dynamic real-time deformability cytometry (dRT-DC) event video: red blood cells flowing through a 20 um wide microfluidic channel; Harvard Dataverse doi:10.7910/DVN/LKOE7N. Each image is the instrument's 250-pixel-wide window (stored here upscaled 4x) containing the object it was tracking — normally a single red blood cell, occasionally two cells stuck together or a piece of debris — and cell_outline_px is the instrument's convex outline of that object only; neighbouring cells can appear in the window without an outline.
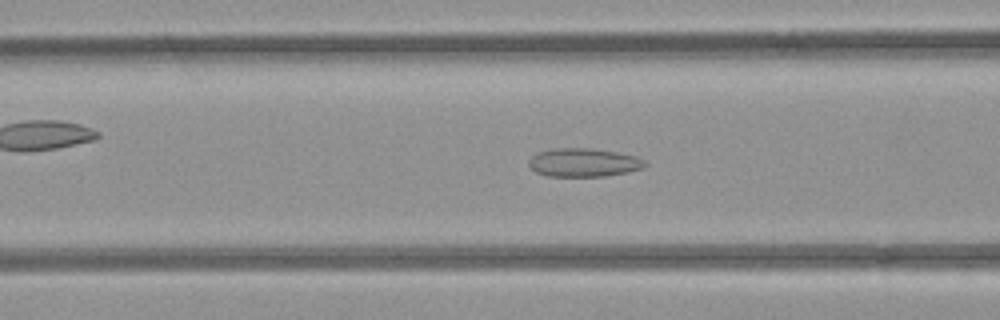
{"species": "common noctule bat (a hibernating species)", "species_latin": "Nyctalus noctula", "temperature_condition": "room temperature", "stored_images_in_passage": 40, "camera_frame_rate_fps": 3000, "um_per_image_px": 0.085, "animal": {"sex": "female", "body_mass_g": 21.9}, "frame": {"image": 1, "passage_image": 7, "time_ms": 2.0, "image_size_px": [1000, 320], "cell_outline_px": [[648, 164], [644, 168], [628, 172], [604, 176], [548, 176], [536, 172], [528, 164], [528, 160], [532, 156], [540, 152], [556, 148], [592, 148], [616, 152], [636, 156], [644, 160]], "centroid_in_image_um": [49.64, 13.81], "position_along_channel_um": 117.0, "area_um2": 19.25}}
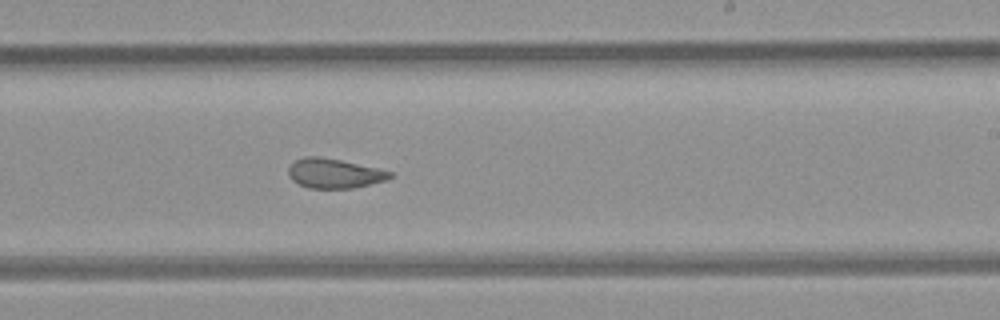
{"frame": {"image": 2, "passage_image": 18, "time_ms": 5.667, "image_size_px": [1000, 320], "cell_outline_px": [[392, 176], [384, 180], [352, 188], [308, 188], [292, 180], [288, 176], [288, 168], [296, 160], [304, 156], [320, 156], [380, 168], [392, 172]], "centroid_in_image_um": [28.38, 14.72], "position_along_channel_um": 260.6, "area_um2": 17.4}}
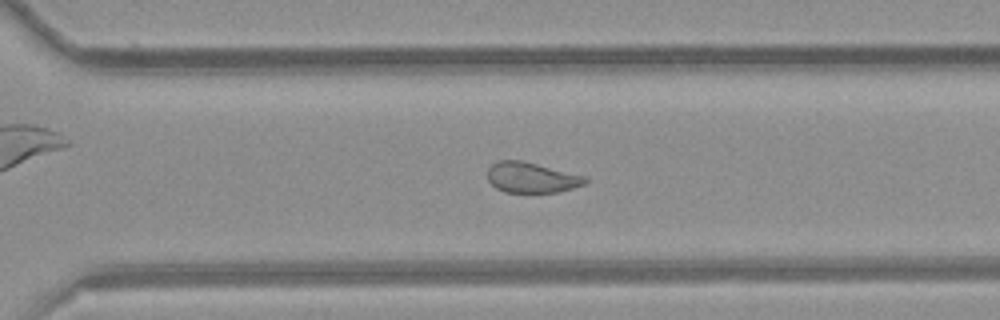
{"frame": {"image": 3, "passage_image": 23, "time_ms": 7.333, "image_size_px": [1000, 320], "cell_outline_px": [[588, 180], [584, 184], [560, 192], [504, 192], [496, 188], [488, 180], [488, 168], [492, 164], [500, 160], [520, 160], [588, 176]], "centroid_in_image_um": [45.2, 15.09], "position_along_channel_um": 325.4, "area_um2": 17.34}, "authors_computed_cell_mechanics": {"area_um2": 19.1318, "velocity_mm_per_s": 3.9153, "shape_relaxation_time_tau1_ms": null, "shape_relaxation_time_tau2_ms": 1.6653, "deformation_change_tau1": null, "deformation_change_tau2": 0.0827}}